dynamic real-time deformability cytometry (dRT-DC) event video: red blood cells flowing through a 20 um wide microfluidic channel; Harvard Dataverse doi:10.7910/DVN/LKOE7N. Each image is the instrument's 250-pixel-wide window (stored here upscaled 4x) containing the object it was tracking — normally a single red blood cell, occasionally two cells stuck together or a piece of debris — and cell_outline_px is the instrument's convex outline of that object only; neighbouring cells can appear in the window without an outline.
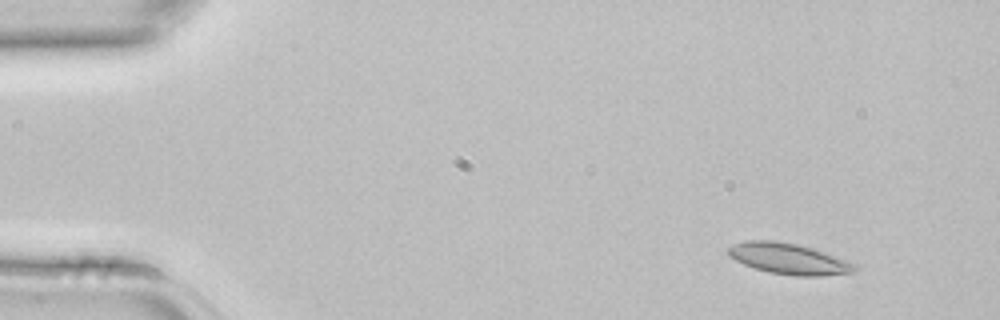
{"species": "common noctule bat (a hibernating species)", "species_latin": "Nyctalus noctula", "temperature_condition": "room temperature", "stored_images_in_passage": 3, "camera_frame_rate_fps": 3000, "um_per_image_px": 0.085, "animal": {"sex": "female", "body_mass_g": 22.7, "forearm_length_mm": 54.2}, "frame": {"image": 1, "passage_image": 1, "time_ms": 0.0, "image_size_px": [1000, 320], "cell_outline_px": [[856, 268], [852, 272], [820, 276], [796, 276], [768, 272], [744, 264], [728, 256], [728, 248], [732, 244], [744, 240], [772, 240], [796, 244], [812, 248], [824, 252], [856, 264]], "centroid_in_image_um": [66.99, 21.99], "position_along_channel_um": 18.0, "area_um2": 22.6}}
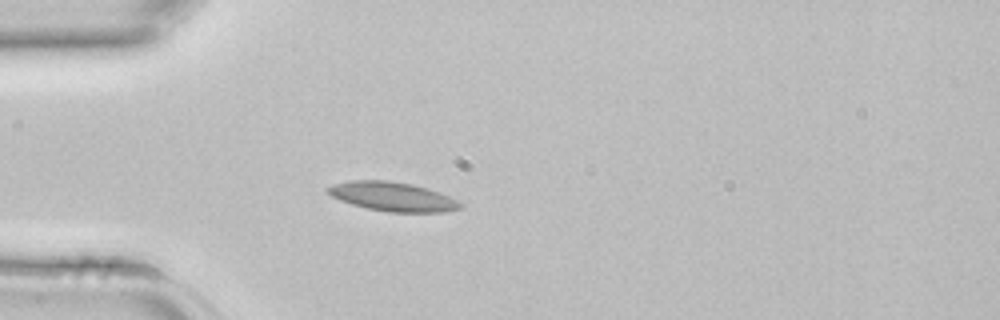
{"frame": {"image": 2, "passage_image": 3, "time_ms": 0.667, "image_size_px": [1000, 320], "cell_outline_px": [[464, 208], [444, 212], [388, 212], [368, 208], [352, 204], [340, 200], [332, 196], [324, 188], [332, 184], [348, 180], [388, 180], [412, 184], [428, 188], [440, 192], [464, 204]], "centroid_in_image_um": [33.38, 16.7], "position_along_channel_um": 51.6, "area_um2": 22.66}}